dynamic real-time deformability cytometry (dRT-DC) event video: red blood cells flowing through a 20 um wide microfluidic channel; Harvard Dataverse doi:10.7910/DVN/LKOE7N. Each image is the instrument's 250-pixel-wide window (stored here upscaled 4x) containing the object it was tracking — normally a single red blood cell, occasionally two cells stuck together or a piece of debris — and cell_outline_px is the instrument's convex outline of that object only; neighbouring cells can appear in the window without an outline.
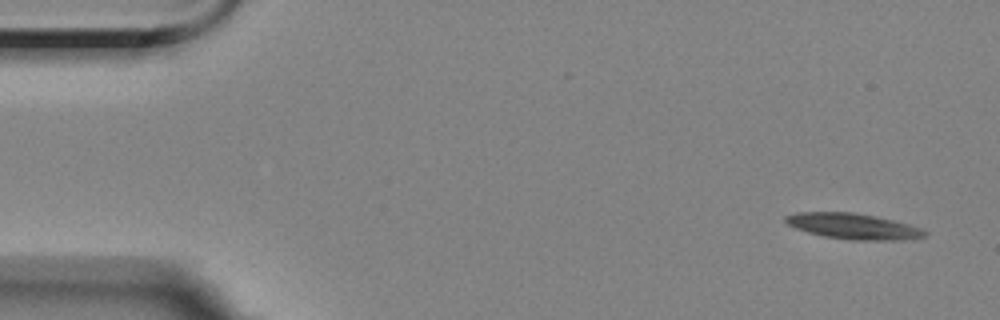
{"species": "Egyptian fruit bat (a non-hibernating species)", "species_latin": "Rousettus aegyptiacus", "temperature_condition": "room temperature", "stored_images_in_passage": 5, "camera_frame_rate_fps": 3000, "um_per_image_px": 0.085, "animal": {"sex": "female"}, "frame": {"image": 1, "passage_image": 1, "time_ms": 0.0, "image_size_px": [1000, 320], "cell_outline_px": [[928, 232], [924, 236], [904, 240], [852, 240], [824, 236], [808, 232], [796, 228], [788, 224], [784, 220], [784, 216], [796, 212], [852, 212], [876, 216], [924, 228]], "centroid_in_image_um": [72.54, 19.23], "position_along_channel_um": 12.5, "area_um2": 20.87}}
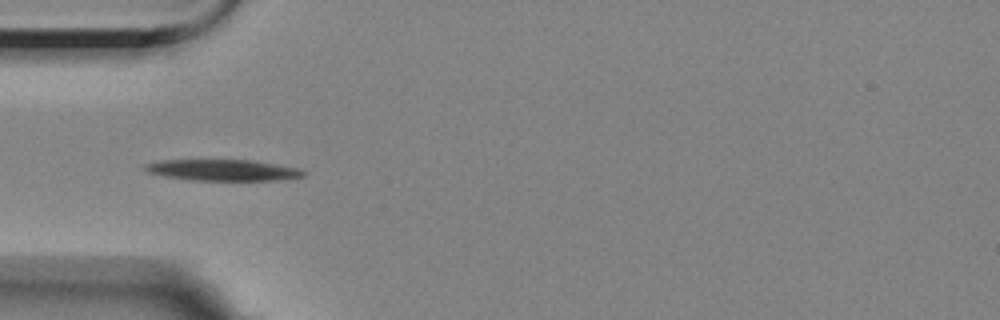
{"frame": {"image": 2, "passage_image": 5, "time_ms": 4.667, "image_size_px": [1000, 320], "cell_outline_px": [[308, 172], [304, 176], [280, 180], [192, 180], [168, 176], [148, 172], [144, 168], [144, 164], [156, 160], [252, 160], [300, 168]], "centroid_in_image_um": [18.99, 14.45], "position_along_channel_um": 66.0, "area_um2": 19.54}}